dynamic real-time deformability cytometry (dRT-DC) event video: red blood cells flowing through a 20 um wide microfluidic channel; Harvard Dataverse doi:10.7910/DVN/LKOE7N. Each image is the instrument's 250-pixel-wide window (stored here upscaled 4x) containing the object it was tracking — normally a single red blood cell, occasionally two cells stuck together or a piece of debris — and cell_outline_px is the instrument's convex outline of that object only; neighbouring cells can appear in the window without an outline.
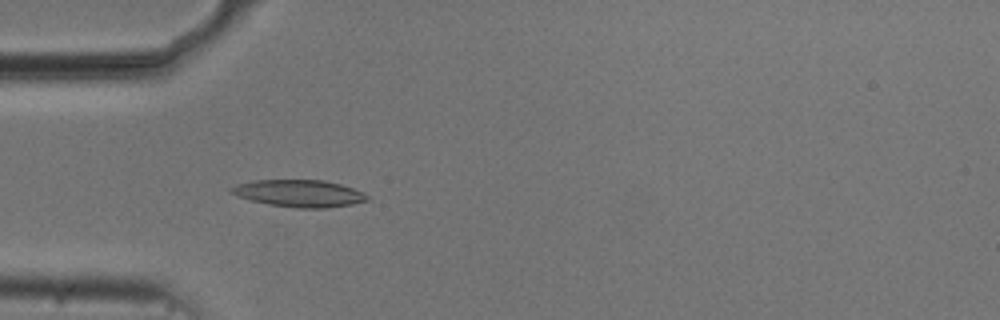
{"species": "common noctule bat (a hibernating species)", "species_latin": "Nyctalus noctula", "temperature_condition": "cold", "stored_images_in_passage": 54, "camera_frame_rate_fps": 3000, "um_per_image_px": 0.085, "animal": {"sex": "male", "body_mass_g": 20.5, "forearm_length_mm": 52.5}, "frame": {"image": 1, "passage_image": 16, "time_ms": 5.0, "image_size_px": [1000, 320], "cell_outline_px": [[368, 200], [352, 204], [328, 208], [296, 208], [268, 204], [252, 200], [240, 196], [232, 192], [228, 188], [236, 184], [252, 180], [324, 180], [340, 184], [364, 192], [368, 196]], "centroid_in_image_um": [25.45, 16.43], "position_along_channel_um": 59.6, "area_um2": 21.39}}
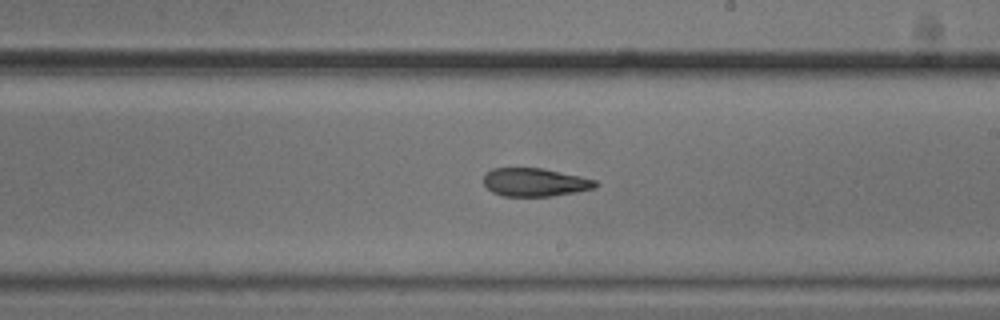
{"frame": {"image": 2, "passage_image": 31, "time_ms": 10.0, "image_size_px": [1000, 320], "cell_outline_px": [[600, 184], [596, 188], [576, 192], [552, 196], [504, 196], [492, 192], [484, 184], [484, 176], [492, 168], [540, 168], [580, 176], [596, 180]], "centroid_in_image_um": [45.5, 15.5], "position_along_channel_um": 243.5, "area_um2": 18.38}}
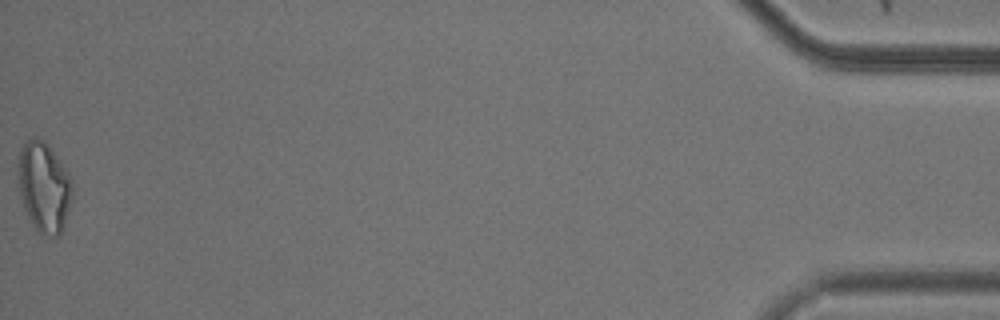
{"frame": {"image": 3, "passage_image": 54, "time_ms": 17.667, "image_size_px": [1000, 320], "cell_outline_px": [[72, 200], [60, 236], [40, 236], [28, 216], [24, 208], [20, 192], [16, 164], [20, 148], [32, 136], [36, 136], [44, 140], [68, 172], [72, 180]], "centroid_in_image_um": [3.73, 15.89], "position_along_channel_um": 431.5, "area_um2": 28.78}, "authors_computed_cell_mechanics": {"area_um2": 20.4034, "velocity_mm_per_s": 3.7309, "shape_relaxation_time_tau1_ms": null, "shape_relaxation_time_tau2_ms": 4.7807, "deformation_change_tau1": null, "deformation_change_tau2": 0.1359}}